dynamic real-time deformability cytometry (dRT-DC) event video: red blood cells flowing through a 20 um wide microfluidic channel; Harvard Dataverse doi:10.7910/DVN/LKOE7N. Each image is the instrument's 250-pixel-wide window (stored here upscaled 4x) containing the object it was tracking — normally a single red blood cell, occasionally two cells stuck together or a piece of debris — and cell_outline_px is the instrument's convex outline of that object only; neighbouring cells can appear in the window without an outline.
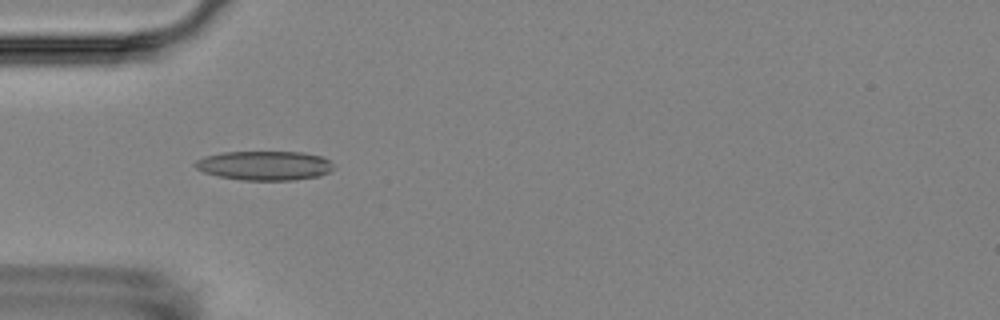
{"species": "Egyptian fruit bat (a non-hibernating species)", "species_latin": "Rousettus aegyptiacus", "temperature_condition": "room temperature", "stored_images_in_passage": 6, "camera_frame_rate_fps": 3000, "um_per_image_px": 0.085, "animal": {"sex": "female"}, "frame": {"image": 1, "passage_image": 5, "time_ms": 4.667, "image_size_px": [1000, 320], "cell_outline_px": [[336, 168], [332, 172], [320, 176], [292, 180], [240, 180], [220, 176], [204, 172], [196, 168], [192, 164], [196, 160], [204, 156], [224, 152], [300, 152], [324, 156]], "centroid_in_image_um": [22.52, 14.07], "position_along_channel_um": 62.5, "area_um2": 23.81}}